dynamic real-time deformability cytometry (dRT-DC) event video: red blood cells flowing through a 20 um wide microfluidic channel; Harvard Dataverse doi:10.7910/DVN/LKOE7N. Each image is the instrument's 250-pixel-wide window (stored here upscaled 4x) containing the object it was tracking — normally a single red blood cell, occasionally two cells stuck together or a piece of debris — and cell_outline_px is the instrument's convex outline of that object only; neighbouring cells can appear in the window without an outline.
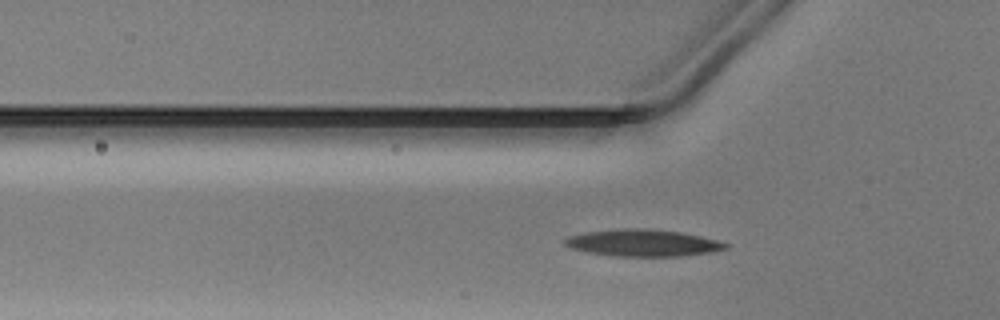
{"species": "Egyptian fruit bat (a non-hibernating species)", "species_latin": "Rousettus aegyptiacus", "temperature_condition": "warm", "stored_images_in_passage": 35, "camera_frame_rate_fps": 3000, "um_per_image_px": 0.085, "animal": {"sex": "male"}, "frame": {"image": 1, "passage_image": 11, "time_ms": 3.333, "image_size_px": [1000, 320], "cell_outline_px": [[728, 248], [712, 252], [680, 256], [616, 256], [588, 252], [572, 248], [564, 244], [564, 240], [568, 236], [588, 232], [624, 228], [648, 228], [684, 232], [716, 240], [728, 244]], "centroid_in_image_um": [54.67, 20.64], "position_along_channel_um": 71.1, "area_um2": 25.09}}
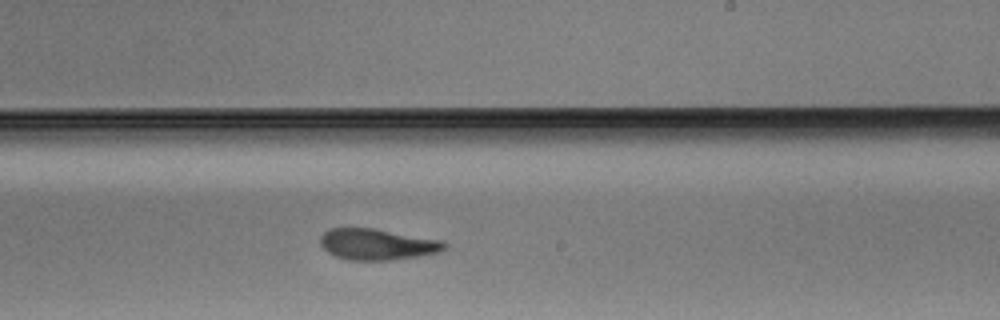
{"frame": {"image": 2, "passage_image": 25, "time_ms": 8.0, "image_size_px": [1000, 320], "cell_outline_px": [[448, 248], [436, 252], [420, 256], [396, 260], [348, 260], [336, 256], [328, 252], [320, 244], [320, 236], [328, 228], [372, 228], [444, 240], [448, 244]], "centroid_in_image_um": [32.09, 20.77], "position_along_channel_um": 256.9, "area_um2": 22.72}}
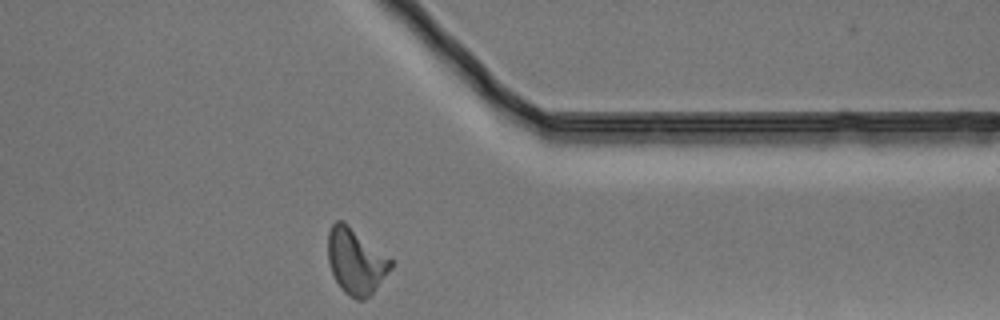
{"frame": {"image": 3, "passage_image": 35, "time_ms": 11.333, "image_size_px": [1000, 320], "cell_outline_px": [[392, 268], [376, 288], [364, 300], [356, 300], [348, 296], [340, 288], [332, 272], [328, 260], [328, 232], [332, 224], [336, 220], [344, 220], [392, 260]], "centroid_in_image_um": [30.22, 22.2], "position_along_channel_um": 381.2, "area_um2": 23.99}}